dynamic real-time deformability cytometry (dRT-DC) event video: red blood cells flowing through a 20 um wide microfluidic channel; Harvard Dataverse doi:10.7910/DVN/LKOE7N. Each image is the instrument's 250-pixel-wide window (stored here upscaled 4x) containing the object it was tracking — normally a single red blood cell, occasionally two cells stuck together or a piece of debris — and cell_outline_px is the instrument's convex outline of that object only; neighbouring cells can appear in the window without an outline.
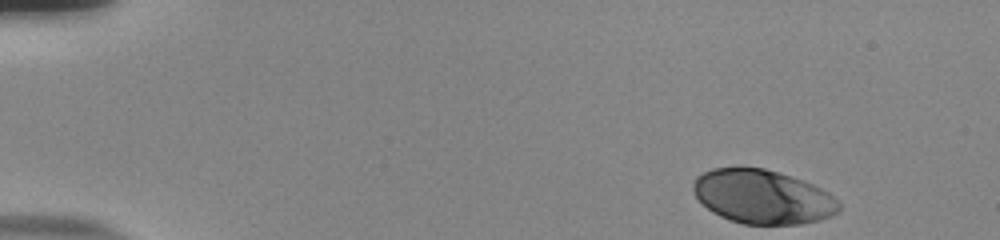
{"species": "human", "species_latin": "Homo sapiens", "temperature_condition": "room temperature", "stored_images_in_passage": 49, "camera_frame_rate_fps": 3000, "um_per_image_px": 0.085, "donor": {"sex": "male"}, "frame": {"image": 1, "passage_image": 1, "time_ms": 0.0, "image_size_px": [1000, 240], "cell_outline_px": [[840, 208], [832, 216], [820, 220], [800, 224], [744, 224], [728, 220], [712, 212], [696, 196], [692, 188], [692, 184], [696, 176], [712, 168], [764, 168], [812, 184], [828, 192], [840, 204]], "centroid_in_image_um": [64.81, 16.74], "position_along_channel_um": 20.2, "area_um2": 45.49}}
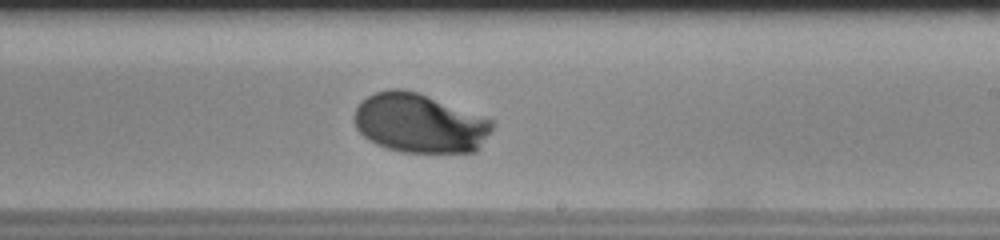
{"frame": {"image": 2, "passage_image": 29, "time_ms": 9.333, "image_size_px": [1000, 240], "cell_outline_px": [[496, 124], [480, 148], [476, 152], [400, 152], [376, 144], [368, 140], [356, 128], [352, 116], [356, 108], [368, 96], [376, 92], [388, 88], [404, 88], [416, 92], [492, 120]], "centroid_in_image_um": [35.65, 10.48], "position_along_channel_um": 253.4, "area_um2": 47.51}}
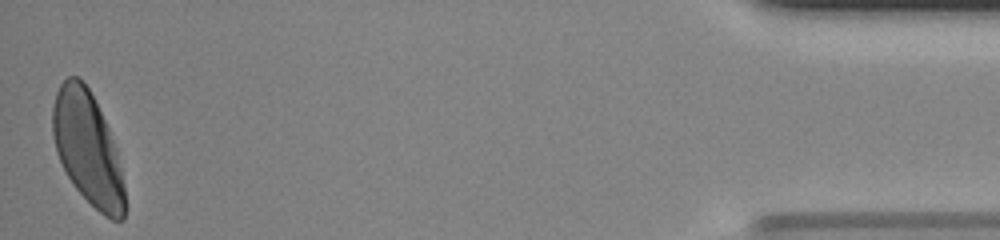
{"frame": {"image": 3, "passage_image": 49, "time_ms": 16.0, "image_size_px": [1000, 240], "cell_outline_px": [[124, 220], [112, 220], [104, 216], [72, 184], [56, 152], [52, 136], [52, 108], [56, 92], [60, 84], [68, 76], [76, 76], [88, 88], [108, 128], [116, 152], [124, 184]], "centroid_in_image_um": [7.42, 12.61], "position_along_channel_um": 427.8, "area_um2": 46.53}, "authors_computed_cell_mechanics": {"area_um2": 46.7024, "velocity_mm_per_s": 3.8007, "shape_relaxation_time_tau1_ms": 2.124, "shape_relaxation_time_tau2_ms": null, "deformation_change_tau1": 0.1326, "deformation_change_tau2": null}}